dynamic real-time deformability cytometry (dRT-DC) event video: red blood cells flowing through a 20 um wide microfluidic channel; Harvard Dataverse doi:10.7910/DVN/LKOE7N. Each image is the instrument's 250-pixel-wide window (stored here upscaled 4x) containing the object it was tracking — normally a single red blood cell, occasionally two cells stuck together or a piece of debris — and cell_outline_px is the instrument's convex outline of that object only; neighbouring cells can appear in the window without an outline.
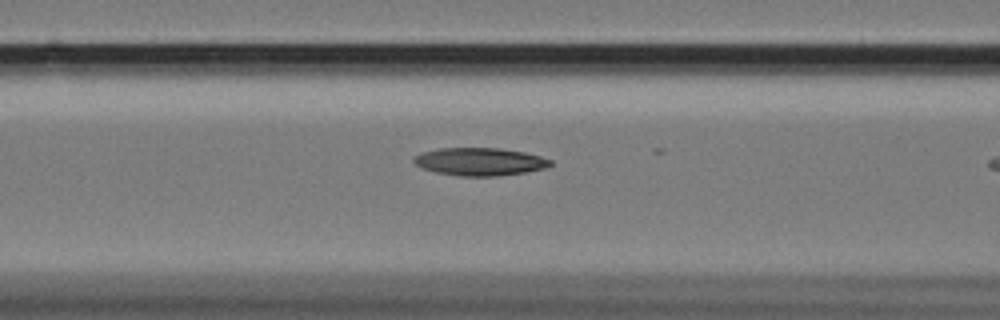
{"species": "Egyptian fruit bat (a non-hibernating species)", "species_latin": "Rousettus aegyptiacus", "temperature_condition": "cold", "stored_images_in_passage": 16, "camera_frame_rate_fps": 3000, "um_per_image_px": 0.085, "animal": {"sex": "female"}, "frame": {"image": 1, "passage_image": 14, "time_ms": 4.333, "image_size_px": [1000, 320], "cell_outline_px": [[552, 164], [544, 168], [524, 172], [496, 176], [460, 176], [436, 172], [424, 168], [416, 164], [412, 160], [412, 156], [424, 152], [440, 148], [500, 148], [524, 152], [540, 156], [552, 160]], "centroid_in_image_um": [40.77, 13.73], "position_along_channel_um": 125.8, "area_um2": 21.96}}